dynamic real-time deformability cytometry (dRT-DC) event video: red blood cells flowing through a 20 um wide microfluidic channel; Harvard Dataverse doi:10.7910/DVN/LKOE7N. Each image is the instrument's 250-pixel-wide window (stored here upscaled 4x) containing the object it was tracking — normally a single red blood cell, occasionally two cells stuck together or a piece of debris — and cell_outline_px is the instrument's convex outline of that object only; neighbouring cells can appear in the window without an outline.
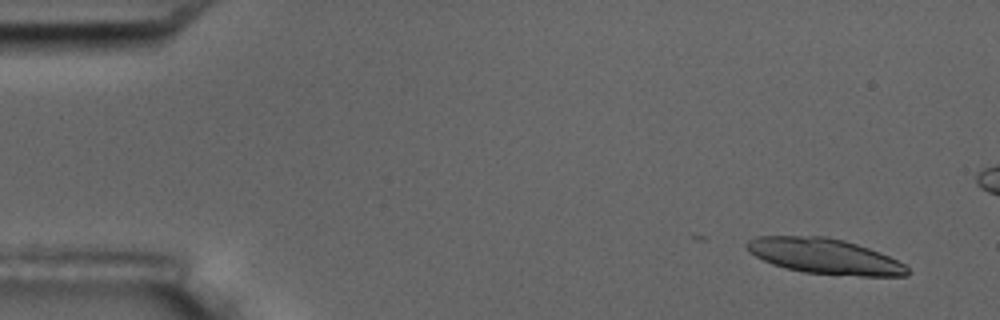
{"species": "common noctule bat (a hibernating species)", "species_latin": "Nyctalus noctula", "temperature_condition": "room temperature", "stored_images_in_passage": 6, "camera_frame_rate_fps": 3000, "um_per_image_px": 0.085, "animal": {"sex": "male", "body_mass_g": 17.5, "forearm_length_mm": 52.3}, "frame": {"image": 1, "passage_image": 2, "time_ms": 1.0, "image_size_px": [1000, 320], "cell_outline_px": [[908, 276], [860, 276], [804, 272], [784, 268], [772, 264], [756, 256], [744, 244], [748, 240], [756, 236], [828, 236], [844, 240], [880, 252], [904, 264], [908, 268]], "centroid_in_image_um": [70.09, 21.77], "position_along_channel_um": 14.9, "area_um2": 32.95}}